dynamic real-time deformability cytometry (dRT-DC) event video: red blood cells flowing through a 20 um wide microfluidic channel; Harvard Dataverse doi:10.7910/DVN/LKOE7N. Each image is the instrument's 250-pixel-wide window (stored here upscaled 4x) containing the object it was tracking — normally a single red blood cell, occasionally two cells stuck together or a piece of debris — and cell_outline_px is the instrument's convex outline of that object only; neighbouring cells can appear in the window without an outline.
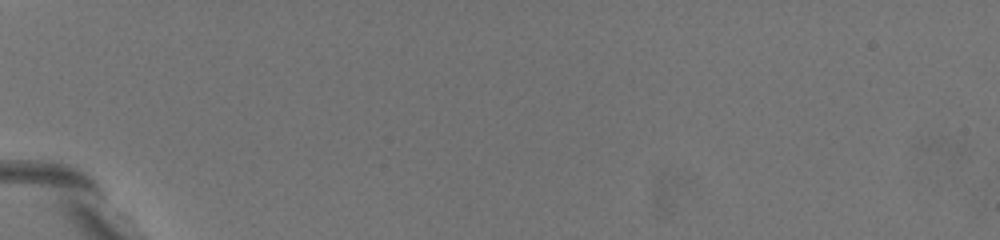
{"species": "common noctule bat (a hibernating species)", "species_latin": "Nyctalus noctula", "temperature_condition": "warm", "stored_images_in_passage": 2, "camera_frame_rate_fps": 3000, "um_per_image_px": 0.085, "animal": {"sex": "female", "body_mass_g": 19.5, "forearm_length_mm": 54.1}, "frame": {"image": 1, "passage_image": 1, "time_ms": 0.0, "image_size_px": [1000, 240], "cell_outline_px": [[176, 212], [168, 212], [120, 168], [104, 144], [104, 140], [116, 136], [132, 148], [156, 168], [172, 192], [176, 200]], "centroid_in_image_um": [12.04, 14.68], "position_along_channel_um": 73.0, "area_um2": 13.93}}